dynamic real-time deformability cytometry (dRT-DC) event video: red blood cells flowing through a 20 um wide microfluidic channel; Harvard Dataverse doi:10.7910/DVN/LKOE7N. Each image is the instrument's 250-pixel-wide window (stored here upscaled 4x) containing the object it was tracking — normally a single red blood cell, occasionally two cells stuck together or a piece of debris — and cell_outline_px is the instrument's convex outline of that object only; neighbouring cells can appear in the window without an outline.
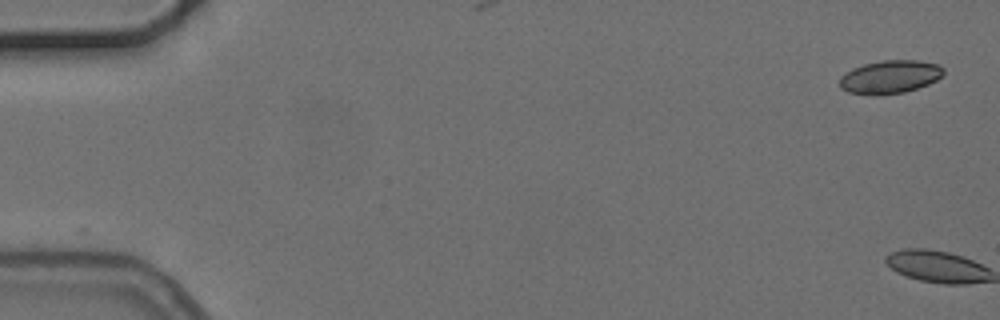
{"species": "common noctule bat (a hibernating species)", "species_latin": "Nyctalus noctula", "temperature_condition": "cold", "stored_images_in_passage": 11, "camera_frame_rate_fps": 3000, "um_per_image_px": 0.085, "animal": {"sex": "female", "body_mass_g": 24.6, "forearm_length_mm": 56.2}, "frame": {"image": 1, "passage_image": 1, "time_ms": 0.0, "image_size_px": [1000, 320], "cell_outline_px": [[944, 72], [936, 80], [928, 84], [904, 92], [872, 96], [848, 92], [840, 88], [840, 76], [852, 68], [864, 64], [884, 60], [916, 60], [940, 64], [944, 68]], "centroid_in_image_um": [75.63, 6.54], "position_along_channel_um": 9.4, "area_um2": 20.17}}
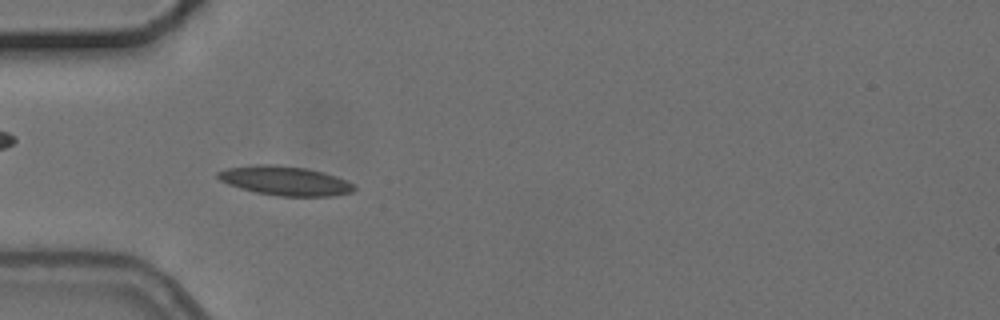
{"frame": {"image": 2, "passage_image": 5, "time_ms": 6.0, "image_size_px": [1000, 320], "cell_outline_px": [[356, 188], [352, 192], [332, 196], [280, 196], [256, 192], [240, 188], [228, 184], [220, 180], [216, 176], [216, 172], [228, 168], [256, 164], [272, 164], [304, 168], [324, 172], [336, 176], [352, 184]], "centroid_in_image_um": [24.2, 15.36], "position_along_channel_um": 60.8, "area_um2": 23.06}}
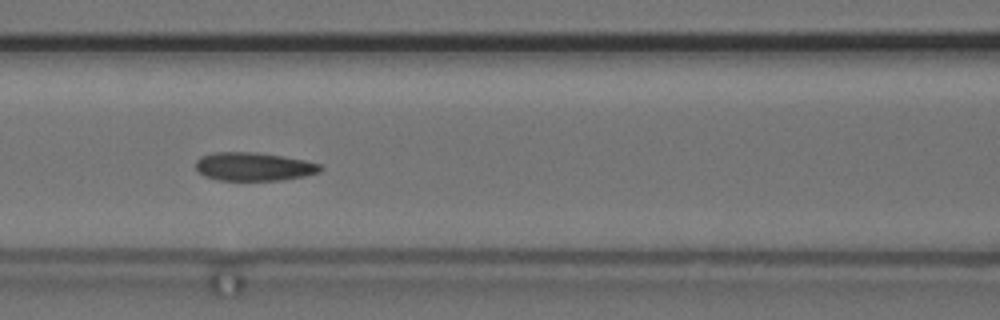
{"frame": {"image": 3, "passage_image": 7, "time_ms": 8.333, "image_size_px": [1000, 320], "cell_outline_px": [[324, 168], [320, 172], [304, 176], [280, 180], [220, 180], [204, 176], [196, 168], [196, 160], [200, 156], [212, 152], [256, 152], [284, 156], [304, 160], [320, 164]], "centroid_in_image_um": [21.57, 14.15], "position_along_channel_um": 145.0, "area_um2": 20.69}}